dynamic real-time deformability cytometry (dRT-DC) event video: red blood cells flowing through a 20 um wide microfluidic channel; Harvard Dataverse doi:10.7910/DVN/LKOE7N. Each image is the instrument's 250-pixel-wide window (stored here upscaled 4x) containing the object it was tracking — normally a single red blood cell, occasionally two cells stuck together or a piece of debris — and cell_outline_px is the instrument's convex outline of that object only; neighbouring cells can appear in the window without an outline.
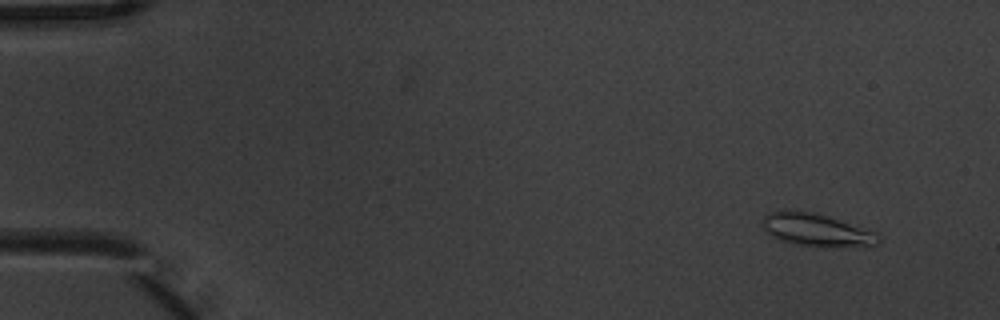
{"species": "common noctule bat (a hibernating species)", "species_latin": "Nyctalus noctula", "temperature_condition": "warm", "stored_images_in_passage": 8, "camera_frame_rate_fps": 3000, "um_per_image_px": 0.085, "animal": {"sex": "male", "body_mass_g": 20.1, "forearm_length_mm": 53.5}, "frame": {"image": 1, "passage_image": 1, "time_ms": 0.0, "image_size_px": [1000, 320], "cell_outline_px": [[880, 244], [792, 244], [780, 240], [764, 232], [764, 216], [768, 212], [784, 208], [812, 212], [876, 232], [880, 236]], "centroid_in_image_um": [69.26, 19.47], "position_along_channel_um": 15.7, "area_um2": 21.04}}
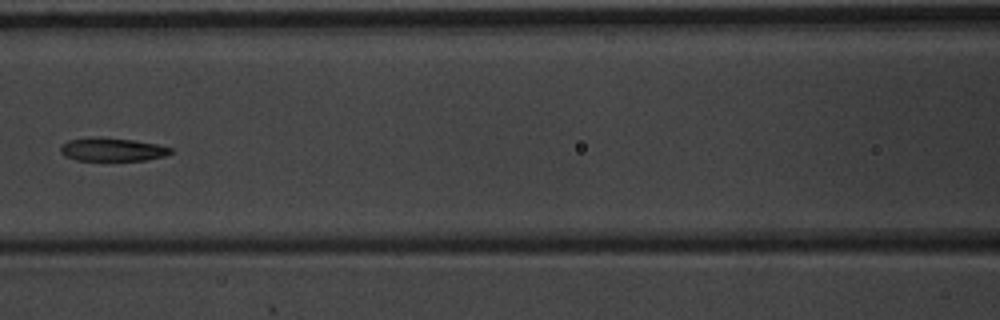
{"frame": {"image": 2, "passage_image": 7, "time_ms": 2.0, "image_size_px": [1000, 320], "cell_outline_px": [[172, 152], [164, 156], [144, 160], [76, 160], [64, 156], [60, 152], [60, 144], [68, 140], [96, 136], [100, 136], [132, 140], [156, 144], [172, 148]], "centroid_in_image_um": [9.48, 12.69], "position_along_channel_um": 157.1, "area_um2": 15.03}}
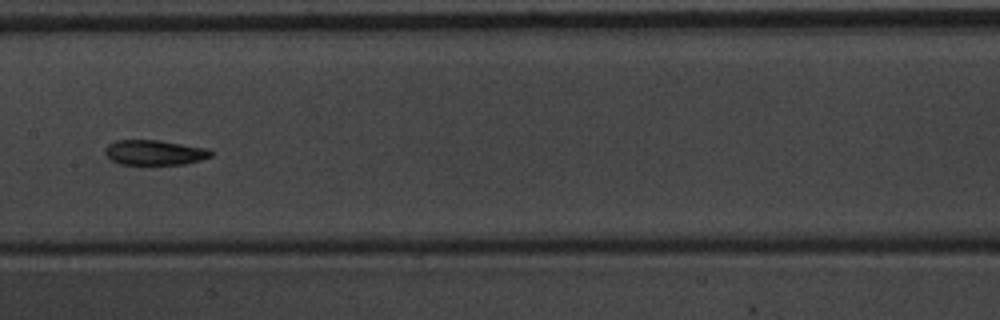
{"frame": {"image": 3, "passage_image": 8, "time_ms": 2.333, "image_size_px": [1000, 320], "cell_outline_px": [[212, 156], [200, 160], [184, 164], [120, 164], [112, 160], [104, 152], [104, 148], [108, 144], [116, 140], [160, 140], [208, 148], [212, 152]], "centroid_in_image_um": [13.14, 12.95], "position_along_channel_um": 194.3, "area_um2": 15.43}}